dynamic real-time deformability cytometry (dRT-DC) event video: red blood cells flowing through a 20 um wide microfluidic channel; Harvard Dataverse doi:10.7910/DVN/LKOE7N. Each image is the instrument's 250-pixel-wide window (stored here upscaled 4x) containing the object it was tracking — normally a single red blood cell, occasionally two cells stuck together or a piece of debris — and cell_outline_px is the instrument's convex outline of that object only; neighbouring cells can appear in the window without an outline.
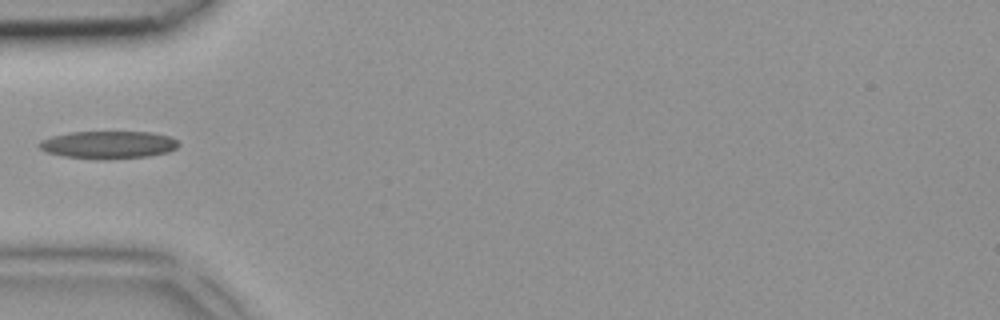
{"species": "common noctule bat (a hibernating species)", "species_latin": "Nyctalus noctula", "temperature_condition": "room temperature", "stored_images_in_passage": 4, "camera_frame_rate_fps": 3000, "um_per_image_px": 0.085, "animal": {"sex": "female", "body_mass_g": 18.4}, "frame": {"image": 1, "passage_image": 4, "time_ms": 1.0, "image_size_px": [1000, 320], "cell_outline_px": [[180, 144], [176, 148], [168, 152], [148, 156], [104, 160], [64, 156], [48, 152], [40, 148], [36, 144], [40, 140], [52, 136], [68, 132], [152, 132], [168, 136], [176, 140]], "centroid_in_image_um": [9.19, 12.3], "position_along_channel_um": 75.8, "area_um2": 22.48}}